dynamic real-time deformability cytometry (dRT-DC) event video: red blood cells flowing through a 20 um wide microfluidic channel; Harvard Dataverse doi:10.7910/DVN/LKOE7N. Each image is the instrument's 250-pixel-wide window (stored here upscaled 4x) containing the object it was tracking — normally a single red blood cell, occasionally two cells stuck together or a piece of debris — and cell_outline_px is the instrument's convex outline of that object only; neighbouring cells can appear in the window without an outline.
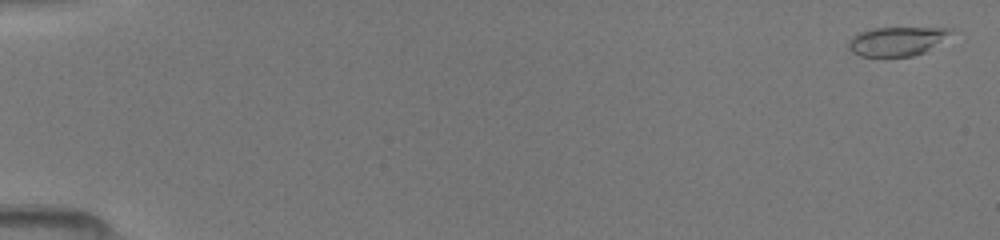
{"species": "common noctule bat (a hibernating species)", "species_latin": "Nyctalus noctula", "temperature_condition": "room temperature", "stored_images_in_passage": 10, "camera_frame_rate_fps": 3000, "um_per_image_px": 0.085, "animal": {"sex": "female", "body_mass_g": 19.5, "forearm_length_mm": 54.1}, "frame": {"image": 1, "passage_image": 2, "time_ms": 0.333, "image_size_px": [1000, 240], "cell_outline_px": [[952, 28], [948, 32], [924, 52], [912, 56], [860, 56], [852, 52], [848, 48], [848, 40], [852, 36], [860, 32], [872, 28]], "centroid_in_image_um": [76.06, 3.51], "position_along_channel_um": 8.9, "area_um2": 16.59}}